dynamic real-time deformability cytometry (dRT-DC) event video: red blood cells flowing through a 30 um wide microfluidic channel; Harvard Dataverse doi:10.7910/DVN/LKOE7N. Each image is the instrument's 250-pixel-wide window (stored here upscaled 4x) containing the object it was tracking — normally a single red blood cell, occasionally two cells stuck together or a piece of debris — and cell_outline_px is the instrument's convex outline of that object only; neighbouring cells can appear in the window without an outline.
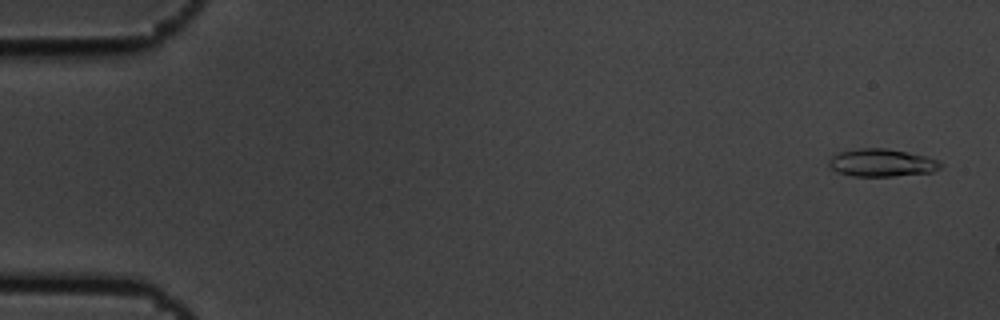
{"species": "common noctule bat (a hibernating species)", "species_latin": "Nyctalus noctula", "temperature_condition": "cold", "stored_images_in_passage": 3, "camera_frame_rate_fps": 3000, "um_per_image_px": 0.085, "animal": {"sex": "male", "body_mass_g": 19.5, "forearm_length_mm": 54.6}, "frame": {"image": 1, "passage_image": 1, "time_ms": 0.0, "image_size_px": [1000, 320], "cell_outline_px": [[944, 164], [940, 168], [932, 172], [892, 176], [852, 176], [836, 172], [828, 164], [828, 160], [832, 156], [840, 152], [860, 148], [884, 148], [924, 156], [940, 160]], "centroid_in_image_um": [74.95, 13.84], "position_along_channel_um": 10.1, "area_um2": 17.92}}